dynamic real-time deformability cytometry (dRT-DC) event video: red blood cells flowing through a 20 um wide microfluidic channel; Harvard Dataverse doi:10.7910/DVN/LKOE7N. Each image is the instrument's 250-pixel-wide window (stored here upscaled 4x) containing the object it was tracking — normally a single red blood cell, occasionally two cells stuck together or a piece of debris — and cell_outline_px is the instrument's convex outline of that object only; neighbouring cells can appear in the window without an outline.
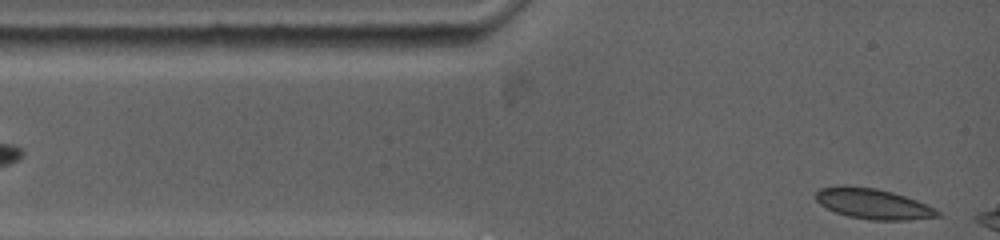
{"species": "common noctule bat (a hibernating species)", "species_latin": "Nyctalus noctula", "temperature_condition": "warm", "stored_images_in_passage": 2, "camera_frame_rate_fps": 5000, "um_per_image_px": 0.085, "animal": {"sex": "female", "body_mass_g": 19.0, "forearm_length_mm": 53.3}, "frame": {"image": 1, "passage_image": 1, "time_ms": 0.0, "image_size_px": [1000, 240], "cell_outline_px": [[944, 216], [908, 220], [868, 220], [848, 216], [836, 212], [820, 204], [816, 200], [816, 192], [820, 188], [836, 184], [844, 184], [876, 188], [892, 192], [916, 200], [936, 208]], "centroid_in_image_um": [74.21, 17.31], "position_along_channel_um": 10.8, "area_um2": 21.91}}